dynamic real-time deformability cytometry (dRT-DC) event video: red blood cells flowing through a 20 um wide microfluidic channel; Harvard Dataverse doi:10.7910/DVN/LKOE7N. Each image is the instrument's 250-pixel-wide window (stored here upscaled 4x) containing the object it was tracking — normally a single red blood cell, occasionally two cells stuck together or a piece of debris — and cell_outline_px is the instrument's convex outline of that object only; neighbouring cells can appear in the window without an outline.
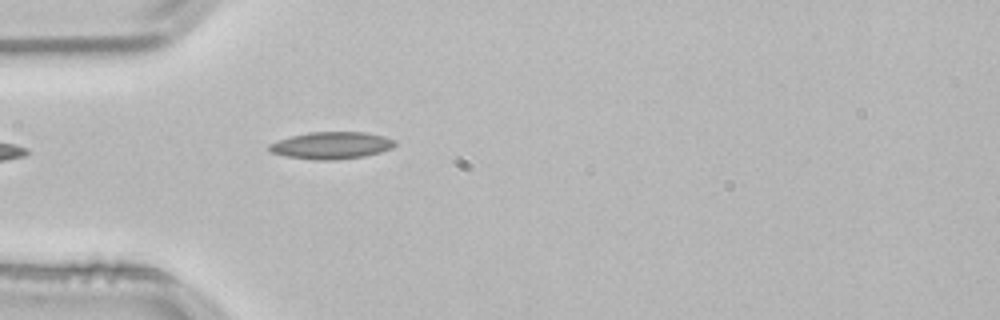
{"species": "common noctule bat (a hibernating species)", "species_latin": "Nyctalus noctula", "temperature_condition": "room temperature", "stored_images_in_passage": 38, "camera_frame_rate_fps": 3000, "um_per_image_px": 0.085, "animal": {"sex": "male", "body_mass_g": 21.5, "forearm_length_mm": 52.0}, "frame": {"image": 1, "passage_image": 1, "time_ms": 0.0, "image_size_px": [1000, 320], "cell_outline_px": [[396, 144], [392, 148], [380, 152], [364, 156], [336, 160], [312, 160], [284, 156], [272, 152], [268, 148], [268, 144], [276, 140], [308, 132], [364, 132], [384, 136], [396, 140]], "centroid_in_image_um": [28.16, 12.36], "position_along_channel_um": 56.8, "area_um2": 20.0}}
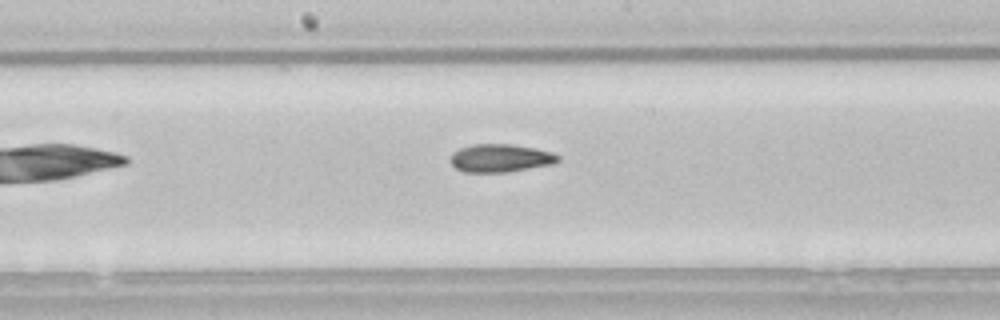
{"frame": {"image": 2, "passage_image": 13, "time_ms": 4.0, "image_size_px": [1000, 320], "cell_outline_px": [[560, 160], [552, 164], [504, 172], [464, 172], [456, 168], [452, 164], [452, 152], [460, 148], [472, 144], [512, 144], [536, 148], [552, 152], [560, 156]], "centroid_in_image_um": [42.55, 13.42], "position_along_channel_um": 205.7, "area_um2": 17.46}}
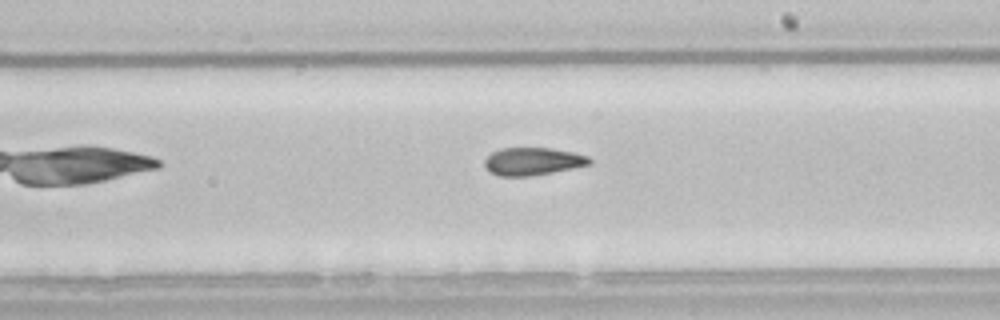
{"frame": {"image": 3, "passage_image": 16, "time_ms": 5.0, "image_size_px": [1000, 320], "cell_outline_px": [[592, 164], [532, 176], [500, 176], [492, 172], [484, 164], [484, 160], [492, 152], [500, 148], [552, 148], [572, 152], [588, 156], [592, 160]], "centroid_in_image_um": [45.3, 13.71], "position_along_channel_um": 243.7, "area_um2": 16.82}, "authors_computed_cell_mechanics": {"area_um2": 17.4556, "velocity_mm_per_s": 3.8254, "shape_relaxation_time_tau1_ms": null, "shape_relaxation_time_tau2_ms": 4.4088, "deformation_change_tau1": null, "deformation_change_tau2": 0.1251}}